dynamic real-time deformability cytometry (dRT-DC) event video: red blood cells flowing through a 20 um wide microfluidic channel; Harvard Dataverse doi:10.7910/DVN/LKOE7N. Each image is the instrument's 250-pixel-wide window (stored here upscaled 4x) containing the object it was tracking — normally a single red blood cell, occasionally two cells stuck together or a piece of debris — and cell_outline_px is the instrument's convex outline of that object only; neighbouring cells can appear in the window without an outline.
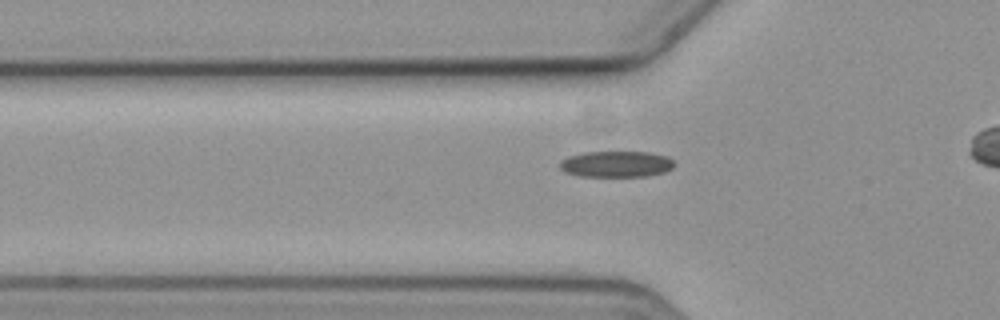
{"species": "common noctule bat (a hibernating species)", "species_latin": "Nyctalus noctula", "temperature_condition": "cold", "stored_images_in_passage": 37, "camera_frame_rate_fps": 3000, "um_per_image_px": 0.085, "animal": {"sex": "female", "body_mass_g": 19.3, "forearm_length_mm": 54.1}, "frame": {"image": 1, "passage_image": 6, "time_ms": 1.667, "image_size_px": [1000, 320], "cell_outline_px": [[676, 164], [672, 168], [664, 172], [648, 176], [580, 176], [564, 172], [560, 168], [560, 160], [568, 156], [584, 152], [648, 152], [668, 156]], "centroid_in_image_um": [52.38, 13.94], "position_along_channel_um": 73.4, "area_um2": 17.51}}
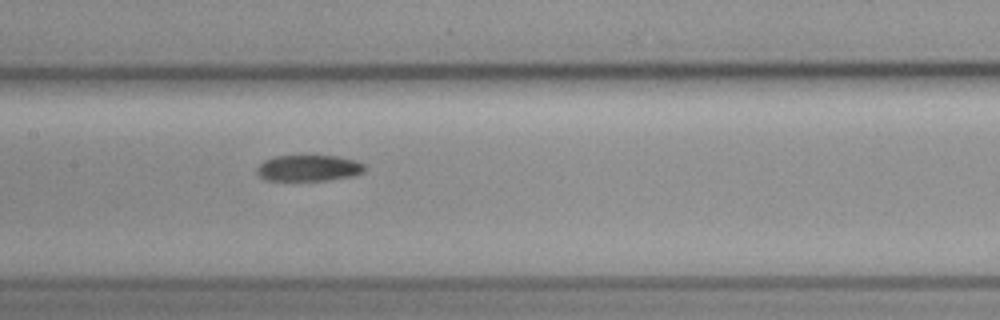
{"frame": {"image": 2, "passage_image": 15, "time_ms": 4.667, "image_size_px": [1000, 320], "cell_outline_px": [[364, 172], [352, 176], [328, 180], [268, 180], [260, 176], [256, 172], [256, 168], [264, 160], [276, 156], [312, 152], [336, 156], [356, 160], [364, 164]], "centroid_in_image_um": [26.24, 14.23], "position_along_channel_um": 181.2, "area_um2": 17.17}}
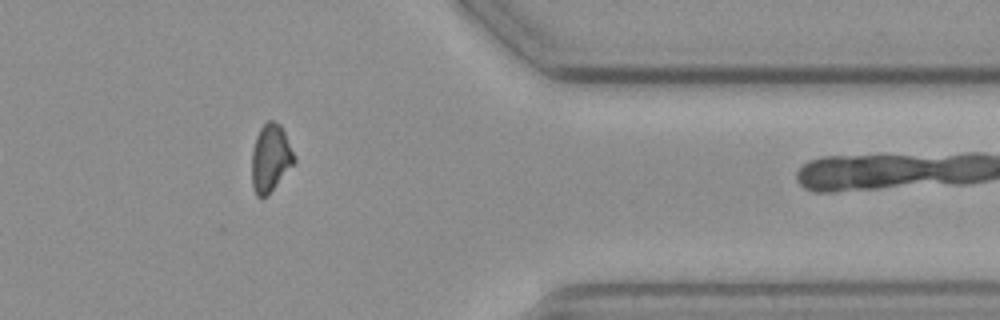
{"frame": {"image": 3, "passage_image": 34, "time_ms": 11.0, "image_size_px": [1000, 320], "cell_outline_px": [[296, 160], [272, 188], [264, 196], [256, 196], [252, 184], [252, 148], [256, 136], [260, 128], [268, 120], [272, 120], [280, 124], [296, 156]], "centroid_in_image_um": [22.98, 13.37], "position_along_channel_um": 388.4, "area_um2": 16.3}}